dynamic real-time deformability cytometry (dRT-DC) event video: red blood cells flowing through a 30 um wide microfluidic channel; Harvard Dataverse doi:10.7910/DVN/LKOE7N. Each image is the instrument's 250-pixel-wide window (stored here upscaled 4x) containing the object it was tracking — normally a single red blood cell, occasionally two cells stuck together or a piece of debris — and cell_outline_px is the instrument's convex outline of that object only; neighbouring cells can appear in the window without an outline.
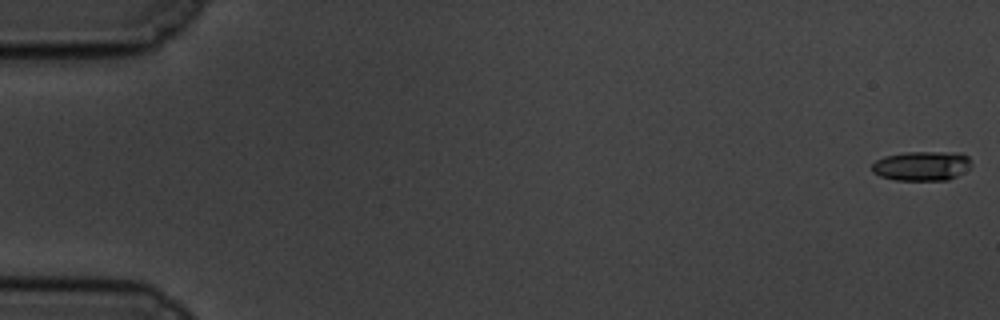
{"species": "common noctule bat (a hibernating species)", "species_latin": "Nyctalus noctula", "temperature_condition": "cold", "stored_images_in_passage": 59, "camera_frame_rate_fps": 3000, "um_per_image_px": 0.085, "animal": {"sex": "male", "body_mass_g": 19.5, "forearm_length_mm": 54.6}, "frame": {"image": 1, "passage_image": 1, "time_ms": 0.0, "image_size_px": [1000, 320], "cell_outline_px": [[972, 164], [964, 172], [948, 180], [896, 180], [880, 176], [872, 172], [872, 164], [876, 160], [884, 156], [908, 152], [960, 152], [968, 156]], "centroid_in_image_um": [78.36, 14.1], "position_along_channel_um": 6.6, "area_um2": 17.17}}
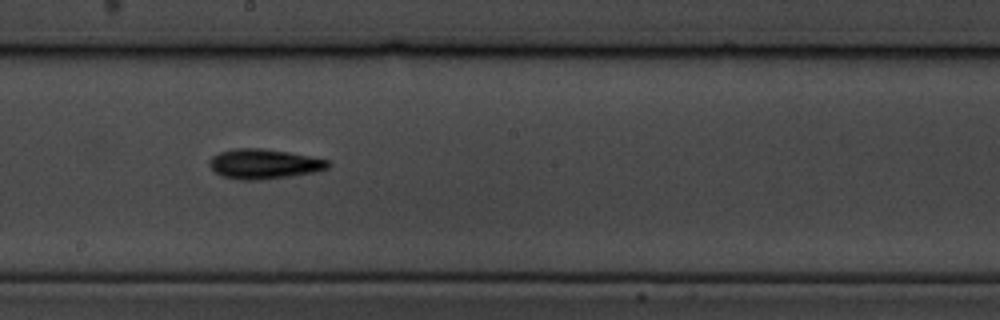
{"frame": {"image": 2, "passage_image": 33, "time_ms": 10.667, "image_size_px": [1000, 320], "cell_outline_px": [[332, 164], [328, 168], [312, 172], [264, 180], [240, 180], [220, 176], [208, 164], [208, 160], [212, 156], [220, 152], [236, 148], [260, 148], [288, 152], [328, 160]], "centroid_in_image_um": [22.4, 13.94], "position_along_channel_um": 225.8, "area_um2": 20.58}}
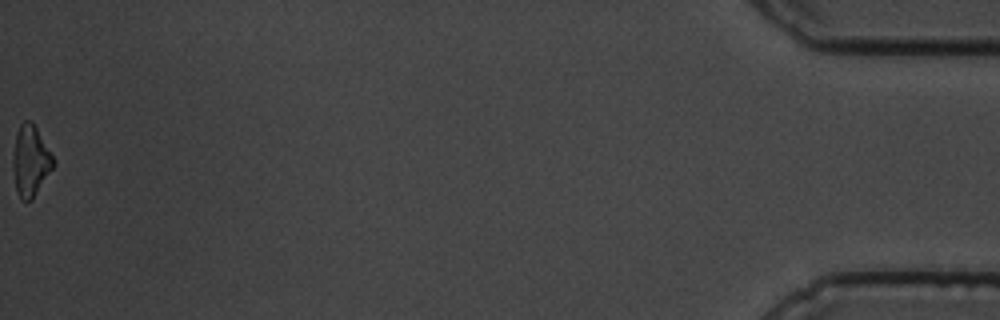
{"frame": {"image": 3, "passage_image": 59, "time_ms": 19.333, "image_size_px": [1000, 320], "cell_outline_px": [[56, 164], [32, 200], [20, 200], [16, 192], [12, 164], [12, 152], [16, 132], [20, 124], [24, 120], [32, 120], [52, 156]], "centroid_in_image_um": [2.57, 13.68], "position_along_channel_um": 432.6, "area_um2": 16.88}, "authors_computed_cell_mechanics": {"area_um2": 17.918, "velocity_mm_per_s": 3.4883, "shape_relaxation_time_tau1_ms": 3.6652, "shape_relaxation_time_tau2_ms": null, "deformation_change_tau1": 0.1206, "deformation_change_tau2": null}}